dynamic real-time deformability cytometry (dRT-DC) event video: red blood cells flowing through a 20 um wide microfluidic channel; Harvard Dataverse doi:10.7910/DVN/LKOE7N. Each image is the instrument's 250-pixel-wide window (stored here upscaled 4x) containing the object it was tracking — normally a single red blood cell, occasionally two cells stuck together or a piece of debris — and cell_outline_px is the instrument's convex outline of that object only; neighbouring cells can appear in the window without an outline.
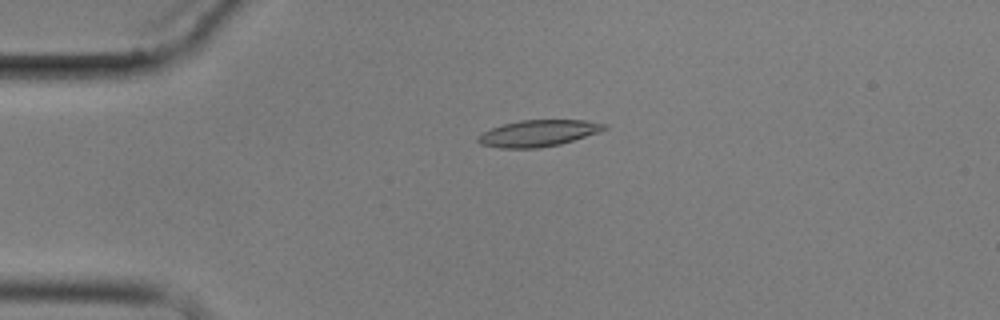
{"species": "common noctule bat (a hibernating species)", "species_latin": "Nyctalus noctula", "temperature_condition": "cold", "stored_images_in_passage": 4, "camera_frame_rate_fps": 3000, "um_per_image_px": 0.085, "animal": {"sex": "male", "body_mass_g": 17.9}, "frame": {"image": 1, "passage_image": 3, "time_ms": 2.333, "image_size_px": [1000, 320], "cell_outline_px": [[608, 128], [560, 144], [540, 148], [500, 148], [480, 144], [476, 140], [476, 136], [492, 128], [504, 124], [520, 120], [584, 120], [608, 124]], "centroid_in_image_um": [45.71, 11.32], "position_along_channel_um": 39.3, "area_um2": 19.31}}